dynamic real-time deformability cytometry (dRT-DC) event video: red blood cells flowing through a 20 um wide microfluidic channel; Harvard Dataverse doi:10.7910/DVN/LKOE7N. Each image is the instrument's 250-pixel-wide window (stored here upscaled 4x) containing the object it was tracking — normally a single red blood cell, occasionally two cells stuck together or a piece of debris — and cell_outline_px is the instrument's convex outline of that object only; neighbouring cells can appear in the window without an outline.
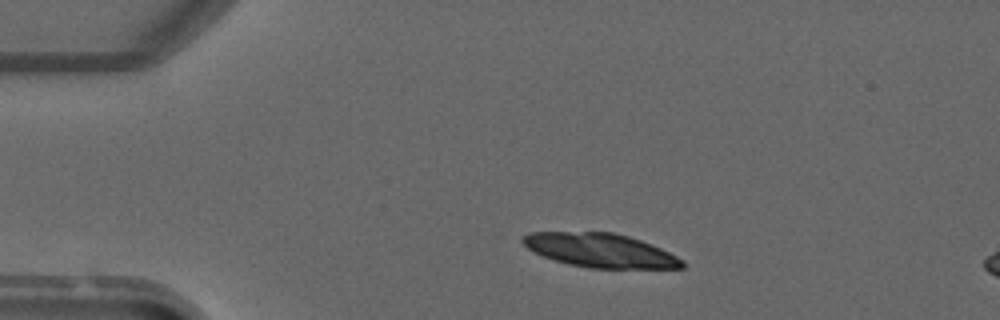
{"species": "common noctule bat (a hibernating species)", "species_latin": "Nyctalus noctula", "temperature_condition": "warm", "stored_images_in_passage": 2, "camera_frame_rate_fps": 3000, "um_per_image_px": 0.085, "animal": {"sex": "male", "forearm_length_mm": 52.5}, "frame": {"image": 1, "passage_image": 1, "time_ms": 0.0, "image_size_px": [1000, 320], "cell_outline_px": [[684, 268], [588, 268], [568, 264], [544, 256], [528, 248], [520, 240], [524, 236], [532, 232], [612, 232], [628, 236], [652, 244], [684, 260]], "centroid_in_image_um": [51.04, 21.28], "position_along_channel_um": 34.0, "area_um2": 31.21}}